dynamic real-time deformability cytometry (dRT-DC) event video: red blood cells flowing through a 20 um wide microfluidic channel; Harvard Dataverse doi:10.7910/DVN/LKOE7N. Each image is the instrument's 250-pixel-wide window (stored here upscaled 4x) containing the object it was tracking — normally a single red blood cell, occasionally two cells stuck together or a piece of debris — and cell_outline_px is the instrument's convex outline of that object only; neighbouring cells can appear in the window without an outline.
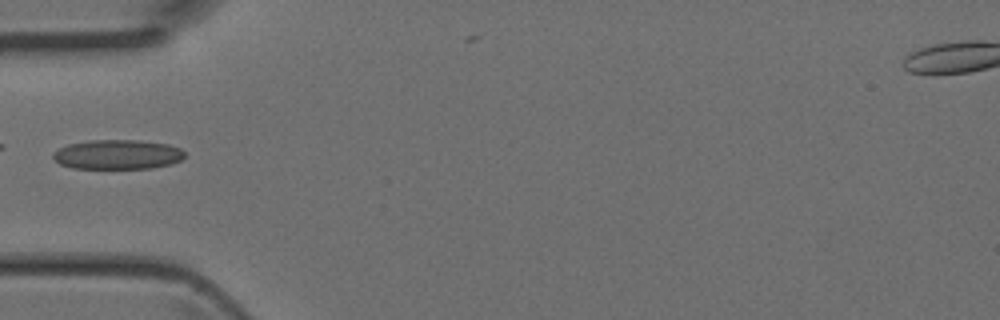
{"species": "Egyptian fruit bat (a non-hibernating species)", "species_latin": "Rousettus aegyptiacus", "temperature_condition": "room temperature", "stored_images_in_passage": 2, "camera_frame_rate_fps": 3000, "um_per_image_px": 0.085, "animal": {"sex": "female"}, "frame": {"image": 1, "passage_image": 2, "time_ms": 0.333, "image_size_px": [1000, 320], "cell_outline_px": [[184, 156], [180, 160], [168, 164], [152, 168], [72, 168], [60, 164], [52, 156], [60, 148], [68, 144], [88, 140], [136, 140], [168, 144], [180, 148], [184, 152]], "centroid_in_image_um": [9.99, 13.12], "position_along_channel_um": 75.0, "area_um2": 22.43}}